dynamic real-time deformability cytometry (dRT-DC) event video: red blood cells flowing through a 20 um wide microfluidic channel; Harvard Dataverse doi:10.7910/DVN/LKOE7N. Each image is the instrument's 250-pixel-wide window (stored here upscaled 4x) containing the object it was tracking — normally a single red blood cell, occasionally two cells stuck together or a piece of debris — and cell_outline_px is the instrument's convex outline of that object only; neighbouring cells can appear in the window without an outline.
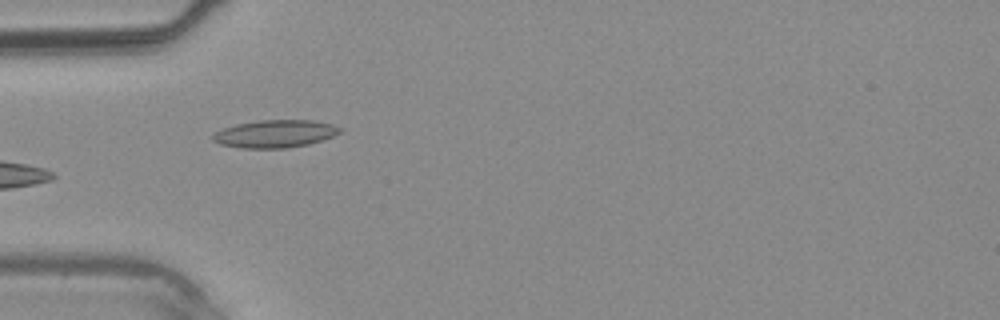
{"species": "common noctule bat (a hibernating species)", "species_latin": "Nyctalus noctula", "temperature_condition": "warm", "stored_images_in_passage": 26, "camera_frame_rate_fps": 3000, "um_per_image_px": 0.085, "animal": {"sex": "male", "body_mass_g": 20.4}, "frame": {"image": 1, "passage_image": 1, "time_ms": 0.0, "image_size_px": [1000, 320], "cell_outline_px": [[344, 128], [340, 132], [332, 136], [308, 144], [288, 148], [240, 148], [220, 144], [212, 140], [212, 136], [216, 132], [224, 128], [236, 124], [260, 120], [312, 120], [332, 124]], "centroid_in_image_um": [23.38, 11.37], "position_along_channel_um": 61.6, "area_um2": 20.4}}